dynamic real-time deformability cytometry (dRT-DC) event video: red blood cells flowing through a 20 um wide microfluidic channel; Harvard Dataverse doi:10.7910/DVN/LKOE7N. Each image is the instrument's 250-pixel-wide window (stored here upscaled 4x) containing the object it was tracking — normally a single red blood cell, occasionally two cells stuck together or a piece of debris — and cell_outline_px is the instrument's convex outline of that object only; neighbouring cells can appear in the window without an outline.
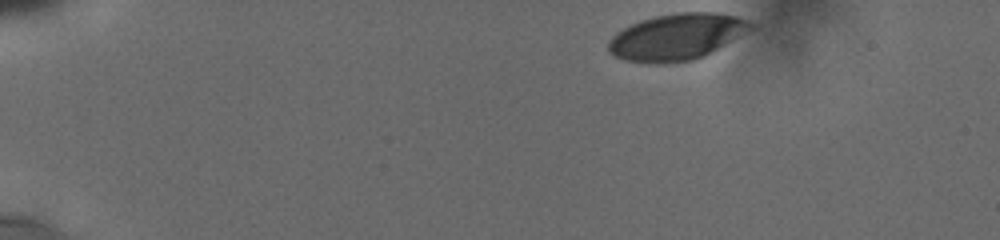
{"species": "human", "species_latin": "Homo sapiens", "temperature_condition": "cold", "stored_images_in_passage": 8, "camera_frame_rate_fps": 3000, "um_per_image_px": 0.085, "donor": {"sex": "male"}, "frame": {"image": 1, "passage_image": 1, "time_ms": 0.0, "image_size_px": [1000, 240], "cell_outline_px": [[752, 28], [704, 56], [692, 60], [628, 60], [616, 56], [608, 48], [608, 40], [612, 36], [624, 28], [632, 24], [656, 16], [680, 12], [720, 12], [736, 16], [752, 24]], "centroid_in_image_um": [57.54, 3.07], "position_along_channel_um": 27.5, "area_um2": 36.7}}